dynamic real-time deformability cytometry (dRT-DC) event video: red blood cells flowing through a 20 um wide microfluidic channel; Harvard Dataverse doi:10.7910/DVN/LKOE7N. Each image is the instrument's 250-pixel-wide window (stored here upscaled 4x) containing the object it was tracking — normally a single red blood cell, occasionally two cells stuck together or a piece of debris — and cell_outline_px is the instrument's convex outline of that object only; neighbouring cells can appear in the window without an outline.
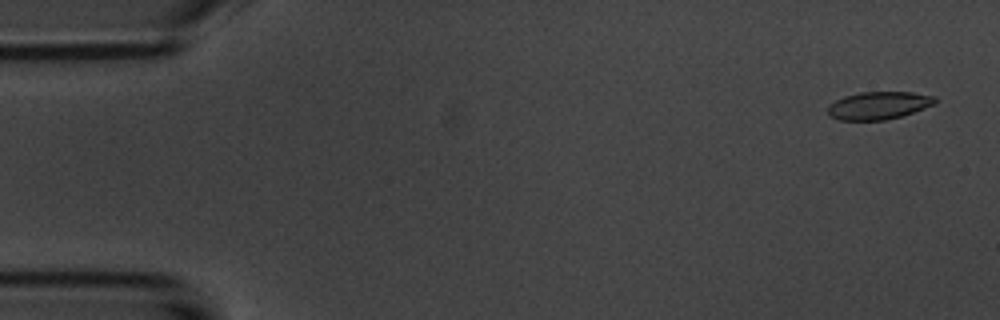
{"species": "common noctule bat (a hibernating species)", "species_latin": "Nyctalus noctula", "temperature_condition": "room temperature", "stored_images_in_passage": 56, "segment_of_instrument_passage": [1, 2], "camera_frame_rate_fps": 3000, "um_per_image_px": 0.085, "animal": {"sex": "male", "body_mass_g": 20.1, "forearm_length_mm": 53.5}, "frame": {"image": 1, "passage_image": 3, "time_ms": 0.667, "image_size_px": [1000, 320], "cell_outline_px": [[940, 100], [936, 104], [900, 116], [884, 120], [840, 120], [828, 116], [828, 108], [836, 100], [844, 96], [860, 92], [912, 92], [936, 96]], "centroid_in_image_um": [74.73, 8.96], "position_along_channel_um": 10.3, "area_um2": 17.34}}
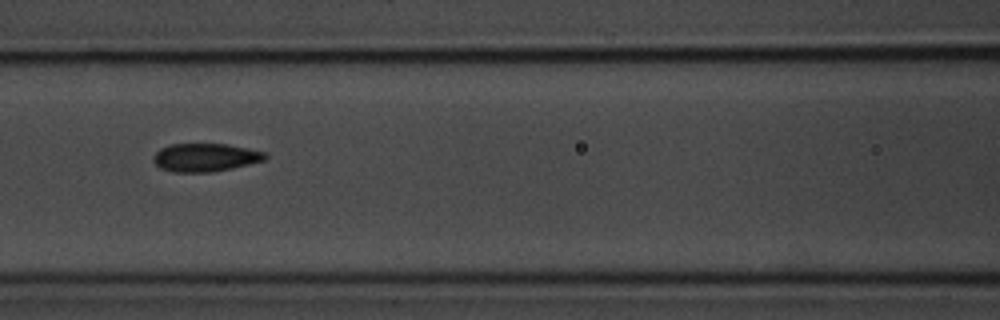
{"frame": {"image": 2, "passage_image": 24, "time_ms": 7.667, "image_size_px": [1000, 320], "cell_outline_px": [[268, 156], [264, 160], [232, 168], [212, 172], [172, 172], [160, 168], [152, 160], [152, 156], [160, 148], [168, 144], [228, 144], [248, 148], [264, 152]], "centroid_in_image_um": [17.41, 13.38], "position_along_channel_um": 149.2, "area_um2": 18.44}}
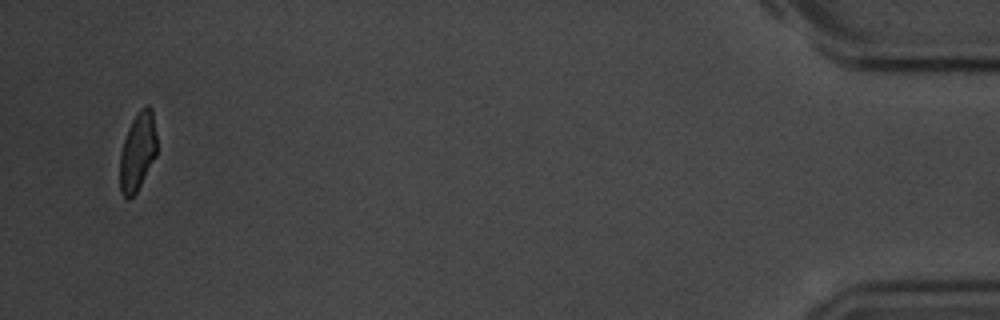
{"frame": {"image": 3, "passage_image": 53, "time_ms": 17.333, "image_size_px": [1000, 320], "cell_outline_px": [[156, 156], [136, 192], [128, 200], [120, 192], [120, 152], [128, 128], [132, 120], [140, 108], [148, 104], [152, 108], [156, 136]], "centroid_in_image_um": [11.69, 12.87], "position_along_channel_um": 423.5, "area_um2": 16.82}}